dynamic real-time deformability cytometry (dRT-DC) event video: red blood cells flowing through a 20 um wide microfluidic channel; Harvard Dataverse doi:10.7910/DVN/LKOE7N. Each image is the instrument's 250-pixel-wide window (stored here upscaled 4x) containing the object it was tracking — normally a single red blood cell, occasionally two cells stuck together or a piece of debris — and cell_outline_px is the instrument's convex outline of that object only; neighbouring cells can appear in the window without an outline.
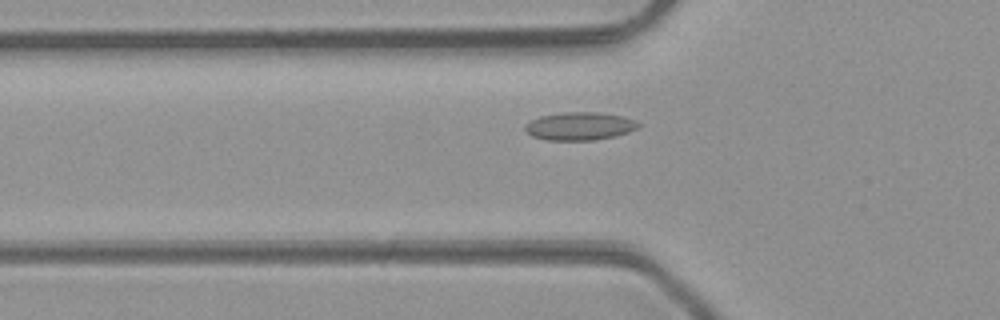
{"species": "common noctule bat (a hibernating species)", "species_latin": "Nyctalus noctula", "temperature_condition": "room temperature", "stored_images_in_passage": 30, "camera_frame_rate_fps": 3000, "um_per_image_px": 0.085, "animal": {"sex": "male", "body_mass_g": 23.1, "forearm_length_mm": 52.7}, "frame": {"image": 1, "passage_image": 3, "time_ms": 0.667, "image_size_px": [1000, 320], "cell_outline_px": [[640, 124], [636, 128], [628, 132], [616, 136], [596, 140], [548, 140], [532, 136], [524, 128], [524, 124], [540, 116], [564, 112], [596, 112], [624, 116], [636, 120]], "centroid_in_image_um": [49.28, 10.72], "position_along_channel_um": 76.5, "area_um2": 18.5}}
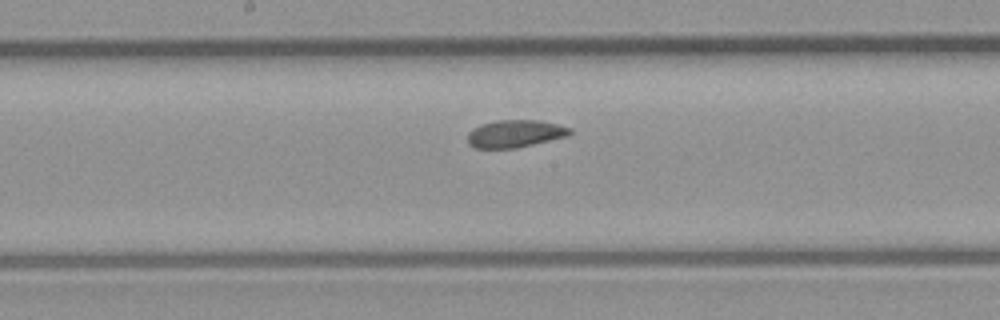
{"frame": {"image": 2, "passage_image": 12, "time_ms": 3.667, "image_size_px": [1000, 320], "cell_outline_px": [[572, 132], [568, 136], [516, 148], [476, 148], [468, 144], [468, 132], [472, 128], [480, 124], [496, 120], [536, 120], [556, 124], [572, 128]], "centroid_in_image_um": [43.76, 11.36], "position_along_channel_um": 204.4, "area_um2": 16.42}}
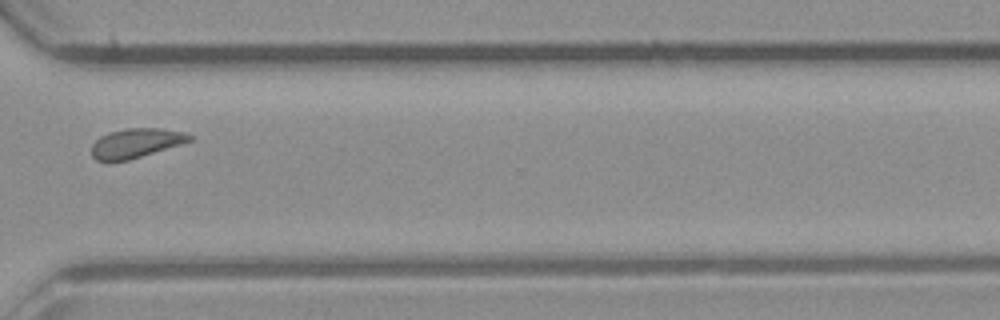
{"frame": {"image": 3, "passage_image": 23, "time_ms": 7.333, "image_size_px": [1000, 320], "cell_outline_px": [[192, 140], [180, 144], [128, 160], [108, 164], [96, 160], [92, 156], [92, 144], [100, 136], [108, 132], [128, 128], [160, 128], [184, 132], [192, 136]], "centroid_in_image_um": [11.48, 12.19], "position_along_channel_um": 359.1, "area_um2": 16.94}, "authors_computed_cell_mechanics": {"area_um2": 16.762, "velocity_mm_per_s": 4.2283, "shape_relaxation_time_tau1_ms": null, "shape_relaxation_time_tau2_ms": 2.212, "deformation_change_tau1": null, "deformation_change_tau2": 0.0829}}